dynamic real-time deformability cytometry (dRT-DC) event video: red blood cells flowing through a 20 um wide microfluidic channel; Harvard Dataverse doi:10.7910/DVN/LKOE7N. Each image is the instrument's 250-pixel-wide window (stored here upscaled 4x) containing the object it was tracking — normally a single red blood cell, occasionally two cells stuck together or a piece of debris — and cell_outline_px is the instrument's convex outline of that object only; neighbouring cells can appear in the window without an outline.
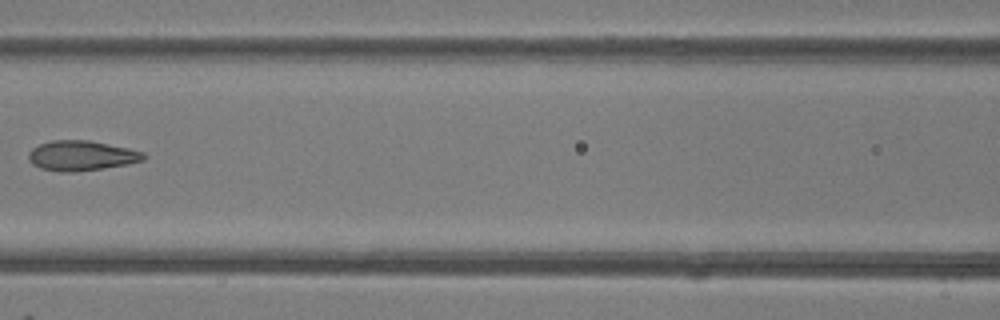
{"species": "common noctule bat (a hibernating species)", "species_latin": "Nyctalus noctula", "temperature_condition": "room temperature", "stored_images_in_passage": 5, "camera_frame_rate_fps": 3000, "um_per_image_px": 0.085, "animal": {"sex": "female"}, "frame": {"image": 1, "passage_image": 5, "time_ms": 5.333, "image_size_px": [1000, 320], "cell_outline_px": [[148, 156], [144, 160], [128, 164], [104, 168], [76, 172], [60, 172], [40, 168], [32, 164], [28, 160], [28, 152], [32, 148], [40, 144], [52, 140], [88, 140], [128, 148], [144, 152]], "centroid_in_image_um": [6.92, 13.24], "position_along_channel_um": 159.7, "area_um2": 20.29}}